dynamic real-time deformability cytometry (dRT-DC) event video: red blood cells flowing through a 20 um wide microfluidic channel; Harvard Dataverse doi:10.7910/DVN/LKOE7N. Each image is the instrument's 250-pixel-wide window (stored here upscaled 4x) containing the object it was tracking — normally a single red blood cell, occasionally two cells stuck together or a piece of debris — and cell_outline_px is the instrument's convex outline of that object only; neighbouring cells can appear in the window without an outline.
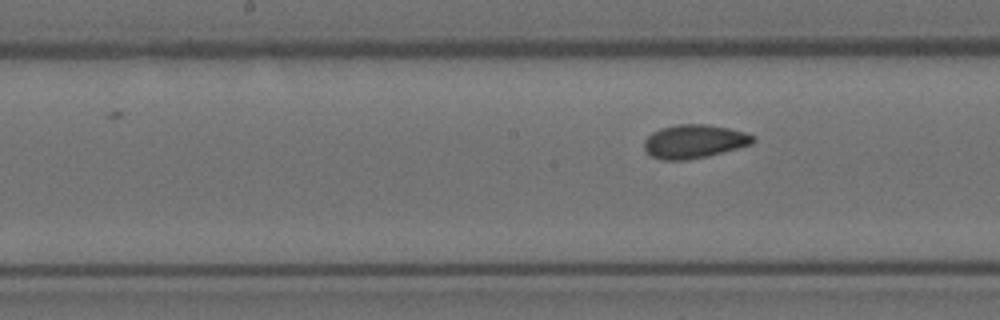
{"species": "Egyptian fruit bat (a non-hibernating species)", "species_latin": "Rousettus aegyptiacus", "temperature_condition": "room temperature", "stored_images_in_passage": 9, "camera_frame_rate_fps": 3000, "um_per_image_px": 0.085, "animal": {"sex": "female"}, "frame": {"image": 1, "passage_image": 9, "time_ms": 10.0, "image_size_px": [1000, 320], "cell_outline_px": [[756, 140], [752, 144], [708, 156], [688, 160], [664, 160], [652, 156], [644, 148], [644, 140], [652, 132], [660, 128], [680, 124], [708, 124], [728, 128], [744, 132], [756, 136]], "centroid_in_image_um": [59.02, 12.02], "position_along_channel_um": 189.2, "area_um2": 21.33}}